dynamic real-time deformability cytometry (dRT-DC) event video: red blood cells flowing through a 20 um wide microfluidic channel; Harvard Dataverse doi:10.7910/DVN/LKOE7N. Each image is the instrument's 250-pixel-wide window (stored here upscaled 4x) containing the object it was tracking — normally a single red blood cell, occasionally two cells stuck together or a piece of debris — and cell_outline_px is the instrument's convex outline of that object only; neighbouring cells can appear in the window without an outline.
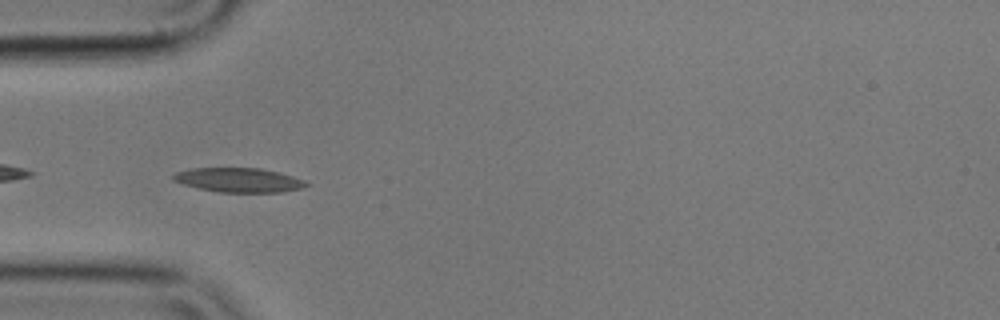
{"species": "common noctule bat (a hibernating species)", "species_latin": "Nyctalus noctula", "temperature_condition": "cold", "stored_images_in_passage": 41, "camera_frame_rate_fps": 3000, "um_per_image_px": 0.085, "animal": {"sex": "male", "body_mass_g": 17.9}, "frame": {"image": 1, "passage_image": 2, "time_ms": 0.333, "image_size_px": [1000, 320], "cell_outline_px": [[308, 184], [304, 188], [284, 192], [220, 192], [200, 188], [184, 184], [172, 180], [172, 176], [176, 172], [192, 168], [260, 168], [280, 172], [304, 180]], "centroid_in_image_um": [20.32, 15.3], "position_along_channel_um": 64.7, "area_um2": 18.79}}
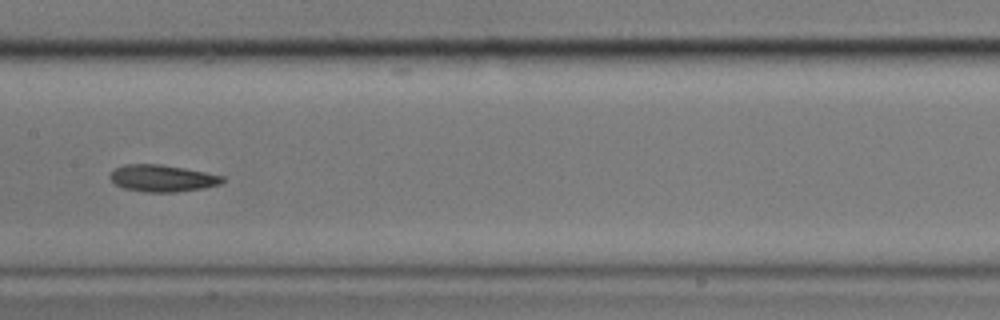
{"frame": {"image": 2, "passage_image": 13, "time_ms": 4.0, "image_size_px": [1000, 320], "cell_outline_px": [[224, 180], [220, 184], [204, 188], [176, 192], [144, 192], [124, 188], [116, 184], [108, 176], [116, 168], [124, 164], [160, 164], [184, 168], [224, 176]], "centroid_in_image_um": [13.8, 15.15], "position_along_channel_um": 193.6, "area_um2": 17.51}}
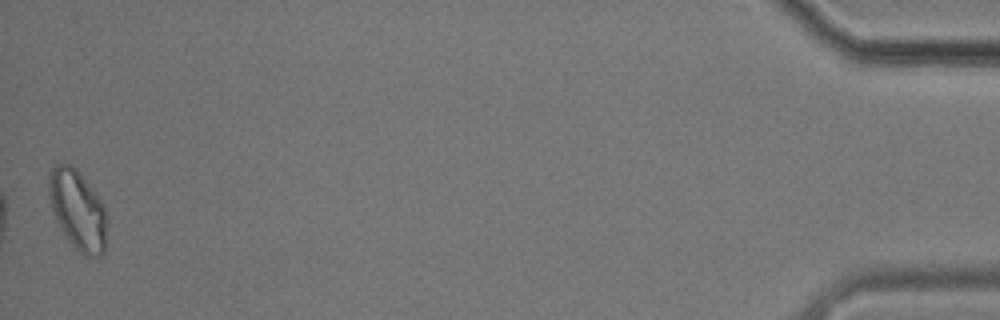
{"frame": {"image": 3, "passage_image": 41, "time_ms": 13.333, "image_size_px": [1000, 320], "cell_outline_px": [[104, 252], [100, 256], [84, 256], [64, 236], [52, 212], [48, 192], [48, 176], [52, 168], [56, 164], [68, 164], [76, 168], [104, 204]], "centroid_in_image_um": [6.55, 17.83], "position_along_channel_um": 428.7, "area_um2": 26.53}, "authors_computed_cell_mechanics": {"area_um2": 17.7446, "velocity_mm_per_s": 3.5087, "shape_relaxation_time_tau1_ms": 8.2018, "shape_relaxation_time_tau2_ms": null, "deformation_change_tau1": 0.1573, "deformation_change_tau2": null}}